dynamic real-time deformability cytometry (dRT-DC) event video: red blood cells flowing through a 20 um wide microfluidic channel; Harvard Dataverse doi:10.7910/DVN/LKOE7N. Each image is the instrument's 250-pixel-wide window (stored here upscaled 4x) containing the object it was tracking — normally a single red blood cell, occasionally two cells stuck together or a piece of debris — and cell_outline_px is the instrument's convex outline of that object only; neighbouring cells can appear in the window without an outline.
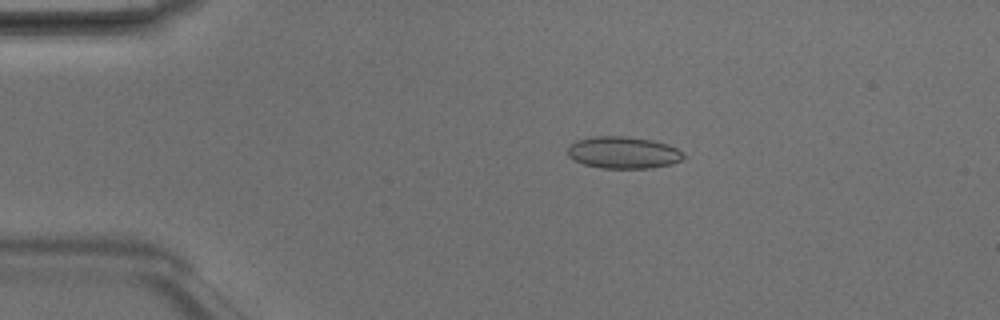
{"species": "Egyptian fruit bat (a non-hibernating species)", "species_latin": "Rousettus aegyptiacus", "temperature_condition": "room temperature", "stored_images_in_passage": 4, "camera_frame_rate_fps": 3000, "um_per_image_px": 0.085, "animal": {"sex": "male"}, "frame": {"image": 1, "passage_image": 3, "time_ms": 0.667, "image_size_px": [1000, 320], "cell_outline_px": [[684, 156], [680, 160], [672, 164], [648, 168], [600, 168], [584, 164], [568, 156], [568, 144], [576, 140], [596, 136], [624, 136], [652, 140], [668, 144], [676, 148]], "centroid_in_image_um": [52.94, 12.96], "position_along_channel_um": 32.1, "area_um2": 21.44}}